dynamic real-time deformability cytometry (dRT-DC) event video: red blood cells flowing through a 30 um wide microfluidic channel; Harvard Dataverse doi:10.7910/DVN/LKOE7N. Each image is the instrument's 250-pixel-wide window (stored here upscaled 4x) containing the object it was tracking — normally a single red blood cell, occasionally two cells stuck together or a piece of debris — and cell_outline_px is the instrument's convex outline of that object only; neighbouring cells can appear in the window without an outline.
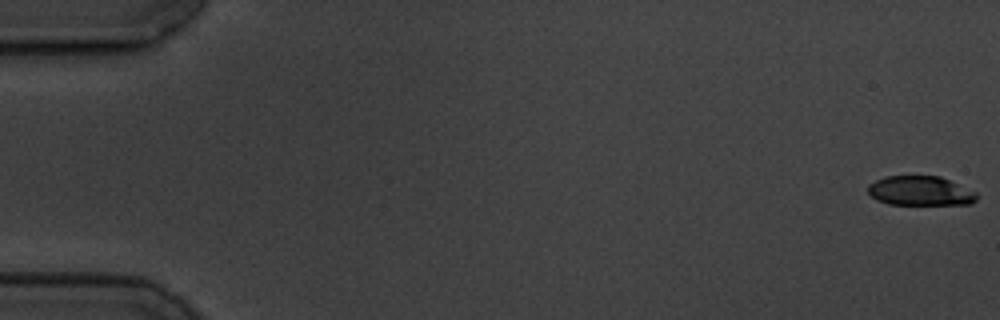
{"species": "common noctule bat (a hibernating species)", "species_latin": "Nyctalus noctula", "temperature_condition": "cold", "stored_images_in_passage": 7, "camera_frame_rate_fps": 3000, "um_per_image_px": 0.085, "animal": {"sex": "male", "body_mass_g": 19.5, "forearm_length_mm": 54.6}, "frame": {"image": 1, "passage_image": 1, "time_ms": 0.0, "image_size_px": [1000, 320], "cell_outline_px": [[976, 200], [972, 204], [888, 204], [876, 200], [868, 192], [868, 184], [884, 176], [940, 176], [976, 192]], "centroid_in_image_um": [78.2, 16.22], "position_along_channel_um": 6.8, "area_um2": 18.61}}
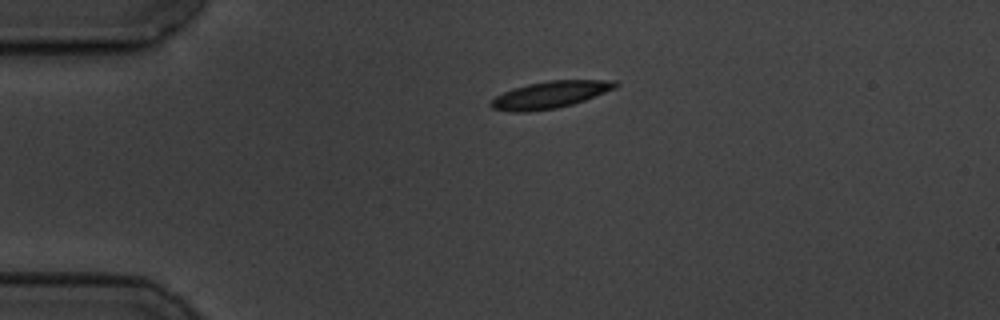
{"frame": {"image": 2, "passage_image": 7, "time_ms": 7.0, "image_size_px": [1000, 320], "cell_outline_px": [[620, 84], [616, 88], [584, 100], [572, 104], [556, 108], [528, 112], [512, 112], [492, 108], [488, 104], [496, 96], [512, 88], [528, 84], [548, 80], [616, 80]], "centroid_in_image_um": [46.76, 8.05], "position_along_channel_um": 38.2, "area_um2": 19.59}}